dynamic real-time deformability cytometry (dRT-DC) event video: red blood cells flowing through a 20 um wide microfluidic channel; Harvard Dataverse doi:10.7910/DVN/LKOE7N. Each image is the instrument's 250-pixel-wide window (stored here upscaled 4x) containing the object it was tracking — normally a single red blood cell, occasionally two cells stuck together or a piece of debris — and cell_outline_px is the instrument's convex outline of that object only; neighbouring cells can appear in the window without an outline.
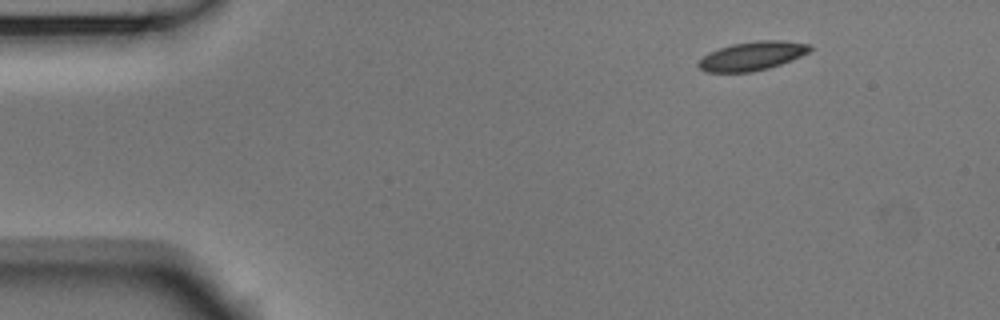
{"species": "Egyptian fruit bat (a non-hibernating species)", "species_latin": "Rousettus aegyptiacus", "temperature_condition": "room temperature", "stored_images_in_passage": 48, "camera_frame_rate_fps": 3000, "um_per_image_px": 0.085, "animal": {"sex": "male"}, "frame": {"image": 1, "passage_image": 1, "time_ms": 0.0, "image_size_px": [1000, 320], "cell_outline_px": [[816, 48], [792, 60], [768, 68], [752, 72], [708, 72], [700, 68], [696, 64], [708, 52], [732, 44], [756, 40], [780, 40], [812, 44]], "centroid_in_image_um": [63.98, 4.74], "position_along_channel_um": 21.0, "area_um2": 18.79}}
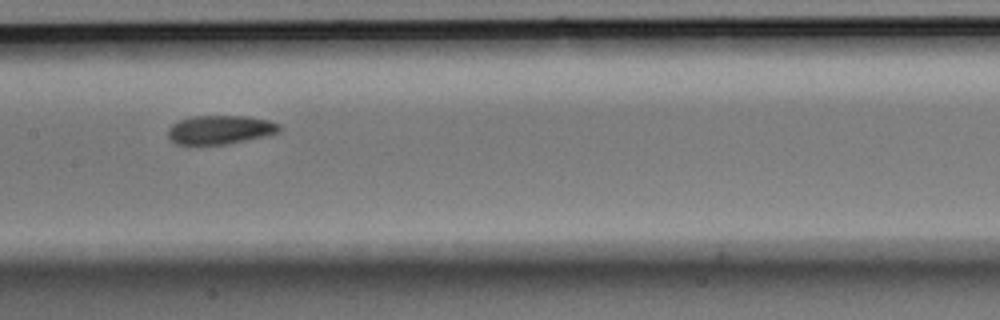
{"frame": {"image": 2, "passage_image": 21, "time_ms": 6.667, "image_size_px": [1000, 320], "cell_outline_px": [[280, 132], [264, 136], [228, 144], [176, 144], [168, 136], [168, 128], [172, 124], [180, 120], [192, 116], [244, 116], [268, 120], [280, 124]], "centroid_in_image_um": [18.71, 11.02], "position_along_channel_um": 188.7, "area_um2": 18.55}}
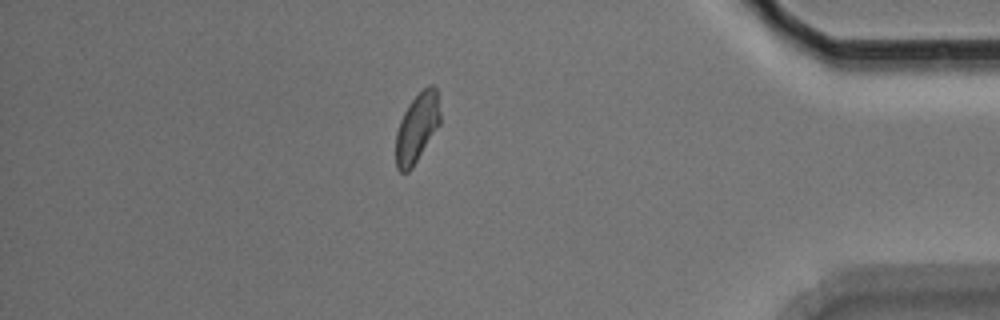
{"frame": {"image": 3, "passage_image": 41, "time_ms": 13.333, "image_size_px": [1000, 320], "cell_outline_px": [[440, 124], [412, 168], [408, 172], [400, 172], [396, 168], [396, 132], [400, 120], [408, 104], [428, 84], [432, 84], [436, 88], [440, 112]], "centroid_in_image_um": [35.44, 10.86], "position_along_channel_um": 399.8, "area_um2": 17.8}, "authors_computed_cell_mechanics": {"area_um2": 18.6983, "velocity_mm_per_s": 3.7212, "shape_relaxation_time_tau1_ms": 7.5479, "shape_relaxation_time_tau2_ms": 2.6847, "deformation_change_tau1": 0.1512, "deformation_change_tau2": 0.0715}}